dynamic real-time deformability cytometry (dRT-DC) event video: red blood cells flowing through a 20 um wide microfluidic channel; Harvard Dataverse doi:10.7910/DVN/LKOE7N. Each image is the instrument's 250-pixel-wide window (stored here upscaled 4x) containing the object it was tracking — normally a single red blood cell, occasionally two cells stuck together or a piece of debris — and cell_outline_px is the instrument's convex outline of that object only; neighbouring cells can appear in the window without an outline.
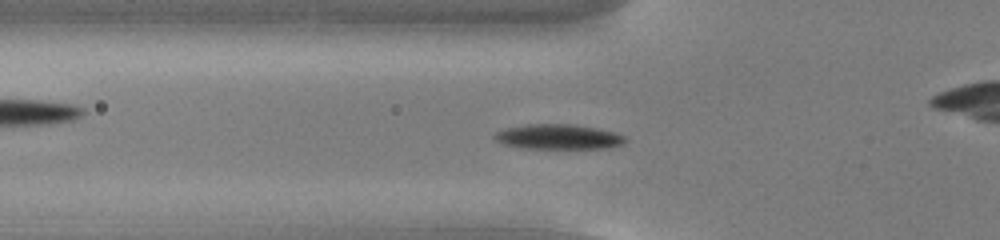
{"species": "common noctule bat (a hibernating species)", "species_latin": "Nyctalus noctula", "temperature_condition": "cold", "stored_images_in_passage": 55, "camera_frame_rate_fps": 3000, "um_per_image_px": 0.085, "animal": {"sex": "male", "body_mass_g": 13.0, "forearm_length_mm": 53.1}, "frame": {"image": 1, "passage_image": 19, "time_ms": 6.0, "image_size_px": [1000, 240], "cell_outline_px": [[628, 140], [624, 144], [608, 148], [520, 148], [504, 144], [496, 140], [492, 136], [496, 132], [504, 128], [524, 124], [572, 124], [596, 128], [612, 132], [624, 136]], "centroid_in_image_um": [47.43, 11.62], "position_along_channel_um": 78.4, "area_um2": 19.07}}
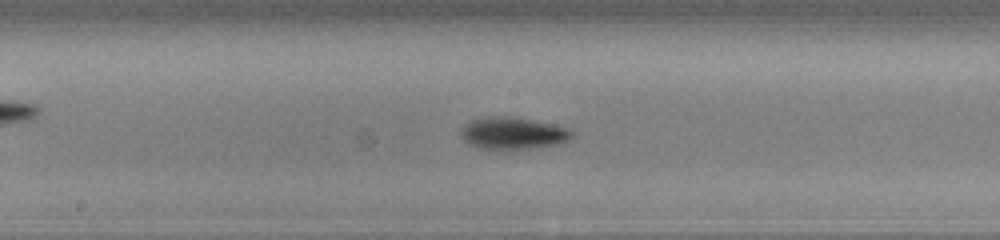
{"frame": {"image": 2, "passage_image": 29, "time_ms": 9.333, "image_size_px": [1000, 240], "cell_outline_px": [[572, 136], [556, 144], [528, 148], [480, 148], [468, 144], [464, 140], [460, 132], [464, 124], [468, 120], [484, 116], [512, 116], [532, 120], [568, 128], [572, 132]], "centroid_in_image_um": [43.5, 11.29], "position_along_channel_um": 204.7, "area_um2": 20.35}}
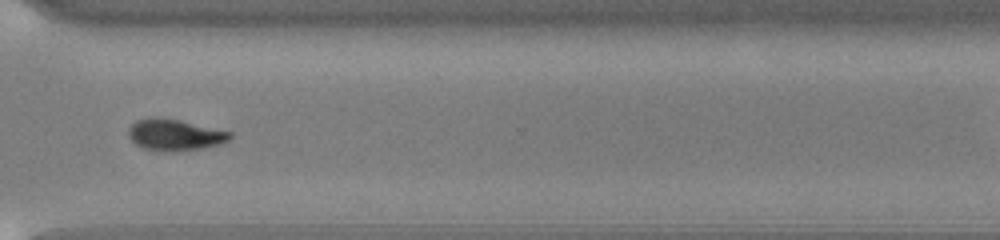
{"frame": {"image": 3, "passage_image": 41, "time_ms": 13.333, "image_size_px": [1000, 240], "cell_outline_px": [[232, 136], [228, 140], [220, 144], [204, 148], [172, 152], [164, 152], [144, 148], [136, 144], [132, 140], [128, 132], [128, 128], [136, 120], [152, 116], [180, 120], [232, 132]], "centroid_in_image_um": [14.85, 11.46], "position_along_channel_um": 355.7, "area_um2": 18.67}, "authors_computed_cell_mechanics": {"area_um2": 17.8602, "velocity_mm_per_s": 3.7741, "shape_relaxation_time_tau1_ms": 1.9152, "shape_relaxation_time_tau2_ms": null, "deformation_change_tau1": 0.1286, "deformation_change_tau2": null}}